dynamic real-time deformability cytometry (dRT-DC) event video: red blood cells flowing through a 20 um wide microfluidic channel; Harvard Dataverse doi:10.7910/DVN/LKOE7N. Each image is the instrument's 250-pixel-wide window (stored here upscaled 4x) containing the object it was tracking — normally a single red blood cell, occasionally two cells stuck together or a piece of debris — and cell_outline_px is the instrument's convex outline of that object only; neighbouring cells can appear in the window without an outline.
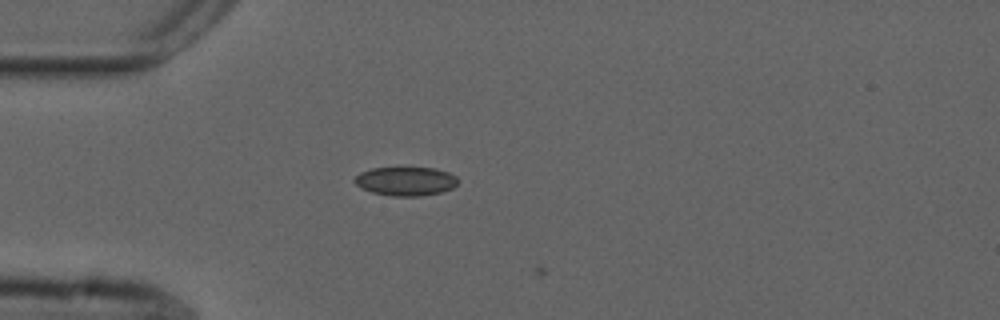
{"species": "common noctule bat (a hibernating species)", "species_latin": "Nyctalus noctula", "temperature_condition": "cold", "stored_images_in_passage": 3, "camera_frame_rate_fps": 3000, "um_per_image_px": 0.085, "animal": {"sex": "male", "forearm_length_mm": 52.5}, "frame": {"image": 1, "passage_image": 2, "time_ms": 0.333, "image_size_px": [1000, 320], "cell_outline_px": [[456, 184], [452, 188], [440, 192], [420, 196], [392, 196], [372, 192], [360, 188], [352, 180], [360, 172], [372, 168], [432, 168], [448, 172], [456, 176]], "centroid_in_image_um": [34.44, 15.4], "position_along_channel_um": 50.6, "area_um2": 17.22}}